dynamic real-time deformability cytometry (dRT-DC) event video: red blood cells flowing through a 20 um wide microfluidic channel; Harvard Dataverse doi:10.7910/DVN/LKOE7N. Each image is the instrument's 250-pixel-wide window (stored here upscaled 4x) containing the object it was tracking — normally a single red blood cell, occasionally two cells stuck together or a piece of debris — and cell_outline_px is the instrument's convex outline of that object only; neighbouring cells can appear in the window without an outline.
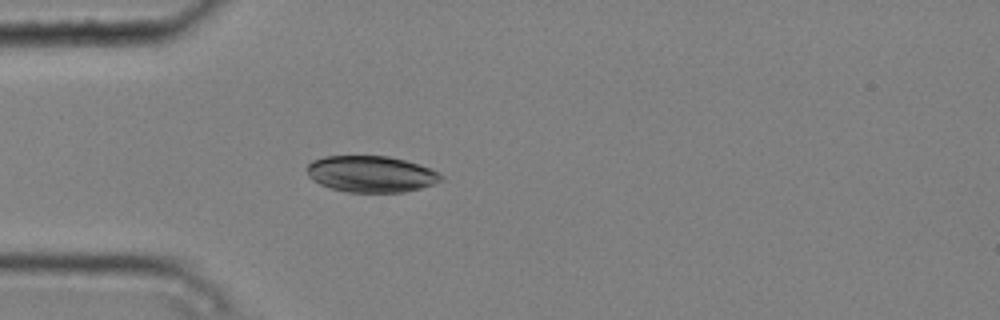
{"species": "common noctule bat (a hibernating species)", "species_latin": "Nyctalus noctula", "temperature_condition": "cold", "stored_images_in_passage": 5, "camera_frame_rate_fps": 3000, "um_per_image_px": 0.085, "animal": {"sex": "male", "body_mass_g": 20.4}, "frame": {"image": 1, "passage_image": 5, "time_ms": 1.333, "image_size_px": [1000, 320], "cell_outline_px": [[444, 180], [420, 188], [404, 192], [348, 192], [332, 188], [320, 184], [312, 180], [308, 176], [308, 164], [312, 160], [324, 156], [388, 156], [420, 164], [444, 176]], "centroid_in_image_um": [31.54, 14.79], "position_along_channel_um": 53.5, "area_um2": 28.32}}